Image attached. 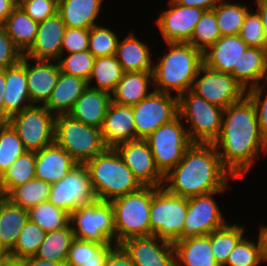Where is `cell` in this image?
<instances>
[{"label":"cell","instance_id":"6da1fadb","mask_svg":"<svg viewBox=\"0 0 267 266\" xmlns=\"http://www.w3.org/2000/svg\"><path fill=\"white\" fill-rule=\"evenodd\" d=\"M213 144L222 165L236 179L247 173L260 149L267 153V141L261 135L255 107L247 96L224 109L221 133Z\"/></svg>","mask_w":267,"mask_h":266},{"label":"cell","instance_id":"7a4b0ae2","mask_svg":"<svg viewBox=\"0 0 267 266\" xmlns=\"http://www.w3.org/2000/svg\"><path fill=\"white\" fill-rule=\"evenodd\" d=\"M228 175L236 179L222 165L213 143H193L182 160L164 176L163 187L172 194L189 198L225 189Z\"/></svg>","mask_w":267,"mask_h":266},{"label":"cell","instance_id":"3957f363","mask_svg":"<svg viewBox=\"0 0 267 266\" xmlns=\"http://www.w3.org/2000/svg\"><path fill=\"white\" fill-rule=\"evenodd\" d=\"M170 50L153 67L155 91L177 92V97L191 90L193 81L203 64V54L190 43H166ZM170 90V92H169Z\"/></svg>","mask_w":267,"mask_h":266},{"label":"cell","instance_id":"277c9868","mask_svg":"<svg viewBox=\"0 0 267 266\" xmlns=\"http://www.w3.org/2000/svg\"><path fill=\"white\" fill-rule=\"evenodd\" d=\"M84 165L97 200L111 202L143 186L113 147H108Z\"/></svg>","mask_w":267,"mask_h":266},{"label":"cell","instance_id":"5b68a950","mask_svg":"<svg viewBox=\"0 0 267 266\" xmlns=\"http://www.w3.org/2000/svg\"><path fill=\"white\" fill-rule=\"evenodd\" d=\"M151 199L152 186H142L110 202L114 210L116 245L132 237L151 236Z\"/></svg>","mask_w":267,"mask_h":266},{"label":"cell","instance_id":"8992f818","mask_svg":"<svg viewBox=\"0 0 267 266\" xmlns=\"http://www.w3.org/2000/svg\"><path fill=\"white\" fill-rule=\"evenodd\" d=\"M54 142L78 164H85L108 148L101 129L85 125L70 115L56 116Z\"/></svg>","mask_w":267,"mask_h":266},{"label":"cell","instance_id":"52a82bcc","mask_svg":"<svg viewBox=\"0 0 267 266\" xmlns=\"http://www.w3.org/2000/svg\"><path fill=\"white\" fill-rule=\"evenodd\" d=\"M188 198L168 192L163 186H152L150 205L151 236L175 244L185 225Z\"/></svg>","mask_w":267,"mask_h":266},{"label":"cell","instance_id":"ba28073f","mask_svg":"<svg viewBox=\"0 0 267 266\" xmlns=\"http://www.w3.org/2000/svg\"><path fill=\"white\" fill-rule=\"evenodd\" d=\"M223 111L191 90L178 97V114L191 122L187 133L193 143H213L220 136Z\"/></svg>","mask_w":267,"mask_h":266},{"label":"cell","instance_id":"9c48e42d","mask_svg":"<svg viewBox=\"0 0 267 266\" xmlns=\"http://www.w3.org/2000/svg\"><path fill=\"white\" fill-rule=\"evenodd\" d=\"M180 120L178 115L145 139L151 148L155 165L163 176L182 160L185 151L193 144Z\"/></svg>","mask_w":267,"mask_h":266},{"label":"cell","instance_id":"30bf717a","mask_svg":"<svg viewBox=\"0 0 267 266\" xmlns=\"http://www.w3.org/2000/svg\"><path fill=\"white\" fill-rule=\"evenodd\" d=\"M69 224L77 239L100 244L115 241L114 210L110 202L96 200L80 206L70 214Z\"/></svg>","mask_w":267,"mask_h":266},{"label":"cell","instance_id":"8fae6325","mask_svg":"<svg viewBox=\"0 0 267 266\" xmlns=\"http://www.w3.org/2000/svg\"><path fill=\"white\" fill-rule=\"evenodd\" d=\"M55 119L44 105H32L12 115L8 122L15 129L24 148L37 152L54 143Z\"/></svg>","mask_w":267,"mask_h":266},{"label":"cell","instance_id":"7c38bea8","mask_svg":"<svg viewBox=\"0 0 267 266\" xmlns=\"http://www.w3.org/2000/svg\"><path fill=\"white\" fill-rule=\"evenodd\" d=\"M191 91L222 109L247 95L244 87L231 74L213 70L205 64L200 66Z\"/></svg>","mask_w":267,"mask_h":266},{"label":"cell","instance_id":"4fadbf2b","mask_svg":"<svg viewBox=\"0 0 267 266\" xmlns=\"http://www.w3.org/2000/svg\"><path fill=\"white\" fill-rule=\"evenodd\" d=\"M96 200L90 175L84 164H78L62 180L51 184L48 198L55 207L69 214Z\"/></svg>","mask_w":267,"mask_h":266},{"label":"cell","instance_id":"5bb4252c","mask_svg":"<svg viewBox=\"0 0 267 266\" xmlns=\"http://www.w3.org/2000/svg\"><path fill=\"white\" fill-rule=\"evenodd\" d=\"M136 137L146 139L157 128L175 119L178 114V97L152 91L145 99L132 106Z\"/></svg>","mask_w":267,"mask_h":266},{"label":"cell","instance_id":"9a60e30c","mask_svg":"<svg viewBox=\"0 0 267 266\" xmlns=\"http://www.w3.org/2000/svg\"><path fill=\"white\" fill-rule=\"evenodd\" d=\"M224 190L188 198L185 225L180 234V240L209 235L212 231L227 224L219 206L212 198L213 194L221 193Z\"/></svg>","mask_w":267,"mask_h":266},{"label":"cell","instance_id":"2e32d148","mask_svg":"<svg viewBox=\"0 0 267 266\" xmlns=\"http://www.w3.org/2000/svg\"><path fill=\"white\" fill-rule=\"evenodd\" d=\"M114 148L143 186L161 187L163 185L164 176L157 169L151 148L146 140L126 141Z\"/></svg>","mask_w":267,"mask_h":266},{"label":"cell","instance_id":"e0dca14e","mask_svg":"<svg viewBox=\"0 0 267 266\" xmlns=\"http://www.w3.org/2000/svg\"><path fill=\"white\" fill-rule=\"evenodd\" d=\"M171 8L161 13L156 20L166 43H188L194 28L205 10L198 7H187L169 2Z\"/></svg>","mask_w":267,"mask_h":266},{"label":"cell","instance_id":"ac0fdd59","mask_svg":"<svg viewBox=\"0 0 267 266\" xmlns=\"http://www.w3.org/2000/svg\"><path fill=\"white\" fill-rule=\"evenodd\" d=\"M119 245L130 256L134 266H176L174 244L160 240L154 235L132 237Z\"/></svg>","mask_w":267,"mask_h":266},{"label":"cell","instance_id":"d6986e66","mask_svg":"<svg viewBox=\"0 0 267 266\" xmlns=\"http://www.w3.org/2000/svg\"><path fill=\"white\" fill-rule=\"evenodd\" d=\"M65 30L66 24L58 12L40 22L35 42L24 56L32 61H52L55 59L57 61L61 57L62 39Z\"/></svg>","mask_w":267,"mask_h":266},{"label":"cell","instance_id":"ffe728a7","mask_svg":"<svg viewBox=\"0 0 267 266\" xmlns=\"http://www.w3.org/2000/svg\"><path fill=\"white\" fill-rule=\"evenodd\" d=\"M103 139L108 147L137 140L132 106L111 101L101 127Z\"/></svg>","mask_w":267,"mask_h":266},{"label":"cell","instance_id":"44dd1931","mask_svg":"<svg viewBox=\"0 0 267 266\" xmlns=\"http://www.w3.org/2000/svg\"><path fill=\"white\" fill-rule=\"evenodd\" d=\"M4 118H9L32 106L27 86L26 56L16 65L5 69ZM29 103L27 105V103Z\"/></svg>","mask_w":267,"mask_h":266},{"label":"cell","instance_id":"7402d4cb","mask_svg":"<svg viewBox=\"0 0 267 266\" xmlns=\"http://www.w3.org/2000/svg\"><path fill=\"white\" fill-rule=\"evenodd\" d=\"M35 177L53 184L62 180L78 163L55 142L35 152Z\"/></svg>","mask_w":267,"mask_h":266},{"label":"cell","instance_id":"603a6c76","mask_svg":"<svg viewBox=\"0 0 267 266\" xmlns=\"http://www.w3.org/2000/svg\"><path fill=\"white\" fill-rule=\"evenodd\" d=\"M29 58L26 57V77L27 86L32 105L43 102L45 104L50 98L58 77L60 75V67L58 62L35 60V65L31 66ZM30 64V65H29Z\"/></svg>","mask_w":267,"mask_h":266},{"label":"cell","instance_id":"cb8c5ba5","mask_svg":"<svg viewBox=\"0 0 267 266\" xmlns=\"http://www.w3.org/2000/svg\"><path fill=\"white\" fill-rule=\"evenodd\" d=\"M248 47L239 35L221 36L203 53V64L213 70L231 74Z\"/></svg>","mask_w":267,"mask_h":266},{"label":"cell","instance_id":"d4e9b609","mask_svg":"<svg viewBox=\"0 0 267 266\" xmlns=\"http://www.w3.org/2000/svg\"><path fill=\"white\" fill-rule=\"evenodd\" d=\"M111 101L110 93L87 87L68 115L85 125L101 129Z\"/></svg>","mask_w":267,"mask_h":266},{"label":"cell","instance_id":"484cf974","mask_svg":"<svg viewBox=\"0 0 267 266\" xmlns=\"http://www.w3.org/2000/svg\"><path fill=\"white\" fill-rule=\"evenodd\" d=\"M88 82L64 72H60L50 98L44 106L54 115H68L76 100L87 89Z\"/></svg>","mask_w":267,"mask_h":266},{"label":"cell","instance_id":"4316f807","mask_svg":"<svg viewBox=\"0 0 267 266\" xmlns=\"http://www.w3.org/2000/svg\"><path fill=\"white\" fill-rule=\"evenodd\" d=\"M231 75L246 91L259 85V81L267 77V48L248 47ZM249 83L251 85L248 87Z\"/></svg>","mask_w":267,"mask_h":266},{"label":"cell","instance_id":"83f0119b","mask_svg":"<svg viewBox=\"0 0 267 266\" xmlns=\"http://www.w3.org/2000/svg\"><path fill=\"white\" fill-rule=\"evenodd\" d=\"M176 266H219L211 247V233L177 241L174 244Z\"/></svg>","mask_w":267,"mask_h":266},{"label":"cell","instance_id":"f1b7e54d","mask_svg":"<svg viewBox=\"0 0 267 266\" xmlns=\"http://www.w3.org/2000/svg\"><path fill=\"white\" fill-rule=\"evenodd\" d=\"M153 72H124L114 92L111 94L112 101L120 104L133 106L145 99L148 93V86L152 83Z\"/></svg>","mask_w":267,"mask_h":266},{"label":"cell","instance_id":"f546056e","mask_svg":"<svg viewBox=\"0 0 267 266\" xmlns=\"http://www.w3.org/2000/svg\"><path fill=\"white\" fill-rule=\"evenodd\" d=\"M103 0H61L58 13L69 28L90 29L98 25L95 20Z\"/></svg>","mask_w":267,"mask_h":266},{"label":"cell","instance_id":"4dcf8cb0","mask_svg":"<svg viewBox=\"0 0 267 266\" xmlns=\"http://www.w3.org/2000/svg\"><path fill=\"white\" fill-rule=\"evenodd\" d=\"M150 50L132 33L122 41H118L115 57L121 64L124 72L150 71L153 68Z\"/></svg>","mask_w":267,"mask_h":266},{"label":"cell","instance_id":"1f68e13d","mask_svg":"<svg viewBox=\"0 0 267 266\" xmlns=\"http://www.w3.org/2000/svg\"><path fill=\"white\" fill-rule=\"evenodd\" d=\"M39 23L17 6L2 24L14 45L24 55L34 44Z\"/></svg>","mask_w":267,"mask_h":266},{"label":"cell","instance_id":"d6a6232c","mask_svg":"<svg viewBox=\"0 0 267 266\" xmlns=\"http://www.w3.org/2000/svg\"><path fill=\"white\" fill-rule=\"evenodd\" d=\"M28 219V210L12 204L7 198L0 203V242L9 252Z\"/></svg>","mask_w":267,"mask_h":266},{"label":"cell","instance_id":"836d02e7","mask_svg":"<svg viewBox=\"0 0 267 266\" xmlns=\"http://www.w3.org/2000/svg\"><path fill=\"white\" fill-rule=\"evenodd\" d=\"M75 239L70 224L60 230L46 232L34 257L65 265L72 241Z\"/></svg>","mask_w":267,"mask_h":266},{"label":"cell","instance_id":"e575fe53","mask_svg":"<svg viewBox=\"0 0 267 266\" xmlns=\"http://www.w3.org/2000/svg\"><path fill=\"white\" fill-rule=\"evenodd\" d=\"M123 74L124 70L115 55L95 58L88 87L112 94ZM94 78L97 86L91 87Z\"/></svg>","mask_w":267,"mask_h":266},{"label":"cell","instance_id":"d590c367","mask_svg":"<svg viewBox=\"0 0 267 266\" xmlns=\"http://www.w3.org/2000/svg\"><path fill=\"white\" fill-rule=\"evenodd\" d=\"M35 152L26 151L0 176V187L5 196L14 188L35 178Z\"/></svg>","mask_w":267,"mask_h":266},{"label":"cell","instance_id":"8d00e7d4","mask_svg":"<svg viewBox=\"0 0 267 266\" xmlns=\"http://www.w3.org/2000/svg\"><path fill=\"white\" fill-rule=\"evenodd\" d=\"M51 184L33 178L24 185L12 189L6 196L12 204L29 210L41 202L48 201Z\"/></svg>","mask_w":267,"mask_h":266},{"label":"cell","instance_id":"74e56055","mask_svg":"<svg viewBox=\"0 0 267 266\" xmlns=\"http://www.w3.org/2000/svg\"><path fill=\"white\" fill-rule=\"evenodd\" d=\"M244 227L226 224L211 232V247L214 259L219 266H224L229 254L244 237Z\"/></svg>","mask_w":267,"mask_h":266},{"label":"cell","instance_id":"f35d334b","mask_svg":"<svg viewBox=\"0 0 267 266\" xmlns=\"http://www.w3.org/2000/svg\"><path fill=\"white\" fill-rule=\"evenodd\" d=\"M29 220L36 223L45 232L60 230L69 225L70 214L44 201L28 210Z\"/></svg>","mask_w":267,"mask_h":266},{"label":"cell","instance_id":"ab89813d","mask_svg":"<svg viewBox=\"0 0 267 266\" xmlns=\"http://www.w3.org/2000/svg\"><path fill=\"white\" fill-rule=\"evenodd\" d=\"M45 235L46 232L43 229L28 219L19 234L16 245L9 252L11 262L19 263L25 258L35 256Z\"/></svg>","mask_w":267,"mask_h":266},{"label":"cell","instance_id":"60d3db41","mask_svg":"<svg viewBox=\"0 0 267 266\" xmlns=\"http://www.w3.org/2000/svg\"><path fill=\"white\" fill-rule=\"evenodd\" d=\"M213 11L221 36L238 35L249 12L245 5L229 4L225 1H221Z\"/></svg>","mask_w":267,"mask_h":266},{"label":"cell","instance_id":"b9f144b4","mask_svg":"<svg viewBox=\"0 0 267 266\" xmlns=\"http://www.w3.org/2000/svg\"><path fill=\"white\" fill-rule=\"evenodd\" d=\"M219 31L215 12L213 10L205 11L196 24L191 40L188 42L193 45L202 54L207 51L219 38Z\"/></svg>","mask_w":267,"mask_h":266},{"label":"cell","instance_id":"7bdbcfd3","mask_svg":"<svg viewBox=\"0 0 267 266\" xmlns=\"http://www.w3.org/2000/svg\"><path fill=\"white\" fill-rule=\"evenodd\" d=\"M25 152L17 132L7 121L0 129V176Z\"/></svg>","mask_w":267,"mask_h":266},{"label":"cell","instance_id":"ee69618b","mask_svg":"<svg viewBox=\"0 0 267 266\" xmlns=\"http://www.w3.org/2000/svg\"><path fill=\"white\" fill-rule=\"evenodd\" d=\"M118 38L109 28L93 26L90 28L89 52L95 57H108L116 53Z\"/></svg>","mask_w":267,"mask_h":266},{"label":"cell","instance_id":"f6af8a7d","mask_svg":"<svg viewBox=\"0 0 267 266\" xmlns=\"http://www.w3.org/2000/svg\"><path fill=\"white\" fill-rule=\"evenodd\" d=\"M112 249V244H100L75 238L66 261L107 260L108 253Z\"/></svg>","mask_w":267,"mask_h":266},{"label":"cell","instance_id":"bcb514c9","mask_svg":"<svg viewBox=\"0 0 267 266\" xmlns=\"http://www.w3.org/2000/svg\"><path fill=\"white\" fill-rule=\"evenodd\" d=\"M62 58L57 60L61 72L89 81L95 61L89 50L69 53L65 59Z\"/></svg>","mask_w":267,"mask_h":266},{"label":"cell","instance_id":"7dc6e473","mask_svg":"<svg viewBox=\"0 0 267 266\" xmlns=\"http://www.w3.org/2000/svg\"><path fill=\"white\" fill-rule=\"evenodd\" d=\"M261 262L259 243L243 237L229 254L224 266H258Z\"/></svg>","mask_w":267,"mask_h":266},{"label":"cell","instance_id":"c3c4849f","mask_svg":"<svg viewBox=\"0 0 267 266\" xmlns=\"http://www.w3.org/2000/svg\"><path fill=\"white\" fill-rule=\"evenodd\" d=\"M238 35L249 47L267 48V39L258 12L247 13Z\"/></svg>","mask_w":267,"mask_h":266},{"label":"cell","instance_id":"681fc988","mask_svg":"<svg viewBox=\"0 0 267 266\" xmlns=\"http://www.w3.org/2000/svg\"><path fill=\"white\" fill-rule=\"evenodd\" d=\"M18 6L38 23L58 12V2L55 0H18Z\"/></svg>","mask_w":267,"mask_h":266},{"label":"cell","instance_id":"f907efd6","mask_svg":"<svg viewBox=\"0 0 267 266\" xmlns=\"http://www.w3.org/2000/svg\"><path fill=\"white\" fill-rule=\"evenodd\" d=\"M90 29L66 27L62 39L61 55L64 49L68 53L83 52L89 50Z\"/></svg>","mask_w":267,"mask_h":266},{"label":"cell","instance_id":"816d5d0a","mask_svg":"<svg viewBox=\"0 0 267 266\" xmlns=\"http://www.w3.org/2000/svg\"><path fill=\"white\" fill-rule=\"evenodd\" d=\"M23 54L7 35L5 28L0 25V70L16 65Z\"/></svg>","mask_w":267,"mask_h":266},{"label":"cell","instance_id":"f5cc1de1","mask_svg":"<svg viewBox=\"0 0 267 266\" xmlns=\"http://www.w3.org/2000/svg\"><path fill=\"white\" fill-rule=\"evenodd\" d=\"M263 88V84L262 86L257 85L247 90L248 92L246 96L252 101L255 107L261 135L267 141V94L265 95L264 100L261 101Z\"/></svg>","mask_w":267,"mask_h":266},{"label":"cell","instance_id":"db71d44e","mask_svg":"<svg viewBox=\"0 0 267 266\" xmlns=\"http://www.w3.org/2000/svg\"><path fill=\"white\" fill-rule=\"evenodd\" d=\"M105 266H134V264L126 251L120 245L115 244L108 253Z\"/></svg>","mask_w":267,"mask_h":266},{"label":"cell","instance_id":"11a10c76","mask_svg":"<svg viewBox=\"0 0 267 266\" xmlns=\"http://www.w3.org/2000/svg\"><path fill=\"white\" fill-rule=\"evenodd\" d=\"M176 4L198 7L205 11L213 10L222 0H173Z\"/></svg>","mask_w":267,"mask_h":266},{"label":"cell","instance_id":"9f6ffc18","mask_svg":"<svg viewBox=\"0 0 267 266\" xmlns=\"http://www.w3.org/2000/svg\"><path fill=\"white\" fill-rule=\"evenodd\" d=\"M18 6V0H0V25H2L11 12Z\"/></svg>","mask_w":267,"mask_h":266},{"label":"cell","instance_id":"6f0895ef","mask_svg":"<svg viewBox=\"0 0 267 266\" xmlns=\"http://www.w3.org/2000/svg\"><path fill=\"white\" fill-rule=\"evenodd\" d=\"M19 264L20 266H65L63 263L43 260L34 256L21 260Z\"/></svg>","mask_w":267,"mask_h":266},{"label":"cell","instance_id":"680465c9","mask_svg":"<svg viewBox=\"0 0 267 266\" xmlns=\"http://www.w3.org/2000/svg\"><path fill=\"white\" fill-rule=\"evenodd\" d=\"M258 239L262 261H267V226L260 228Z\"/></svg>","mask_w":267,"mask_h":266},{"label":"cell","instance_id":"91938a15","mask_svg":"<svg viewBox=\"0 0 267 266\" xmlns=\"http://www.w3.org/2000/svg\"><path fill=\"white\" fill-rule=\"evenodd\" d=\"M258 14L260 15L267 39V0H256Z\"/></svg>","mask_w":267,"mask_h":266},{"label":"cell","instance_id":"94428289","mask_svg":"<svg viewBox=\"0 0 267 266\" xmlns=\"http://www.w3.org/2000/svg\"><path fill=\"white\" fill-rule=\"evenodd\" d=\"M106 260L66 261L65 266H105Z\"/></svg>","mask_w":267,"mask_h":266},{"label":"cell","instance_id":"6125c7cd","mask_svg":"<svg viewBox=\"0 0 267 266\" xmlns=\"http://www.w3.org/2000/svg\"><path fill=\"white\" fill-rule=\"evenodd\" d=\"M5 69L0 70V116L4 118Z\"/></svg>","mask_w":267,"mask_h":266},{"label":"cell","instance_id":"be15d7a7","mask_svg":"<svg viewBox=\"0 0 267 266\" xmlns=\"http://www.w3.org/2000/svg\"><path fill=\"white\" fill-rule=\"evenodd\" d=\"M11 262L9 251L0 242V266H5Z\"/></svg>","mask_w":267,"mask_h":266},{"label":"cell","instance_id":"e7e4bbea","mask_svg":"<svg viewBox=\"0 0 267 266\" xmlns=\"http://www.w3.org/2000/svg\"><path fill=\"white\" fill-rule=\"evenodd\" d=\"M6 122L7 120L3 118L2 116H0V129L5 125Z\"/></svg>","mask_w":267,"mask_h":266},{"label":"cell","instance_id":"03108f58","mask_svg":"<svg viewBox=\"0 0 267 266\" xmlns=\"http://www.w3.org/2000/svg\"><path fill=\"white\" fill-rule=\"evenodd\" d=\"M5 199V194L3 192V189L0 187V203Z\"/></svg>","mask_w":267,"mask_h":266},{"label":"cell","instance_id":"003e7915","mask_svg":"<svg viewBox=\"0 0 267 266\" xmlns=\"http://www.w3.org/2000/svg\"><path fill=\"white\" fill-rule=\"evenodd\" d=\"M5 266H20V264L17 262H10L9 264H7Z\"/></svg>","mask_w":267,"mask_h":266}]
</instances>
